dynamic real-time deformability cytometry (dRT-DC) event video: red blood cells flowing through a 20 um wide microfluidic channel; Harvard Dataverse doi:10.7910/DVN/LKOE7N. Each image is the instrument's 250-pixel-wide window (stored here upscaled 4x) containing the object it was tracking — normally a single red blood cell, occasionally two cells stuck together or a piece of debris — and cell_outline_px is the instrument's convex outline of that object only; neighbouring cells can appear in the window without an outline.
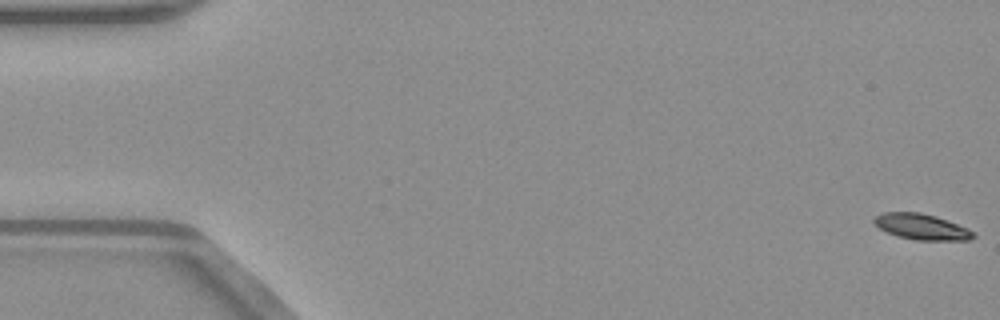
{"species": "common noctule bat (a hibernating species)", "species_latin": "Nyctalus noctula", "temperature_condition": "warm", "stored_images_in_passage": 52, "camera_frame_rate_fps": 3000, "um_per_image_px": 0.085, "animal": {"sex": "male", "body_mass_g": 23.1, "forearm_length_mm": 52.7}, "frame": {"image": 1, "passage_image": 1, "time_ms": 0.0, "image_size_px": [1000, 320], "cell_outline_px": [[976, 236], [968, 240], [916, 240], [896, 236], [880, 228], [872, 220], [872, 216], [884, 212], [920, 212], [936, 216], [968, 228], [976, 232]], "centroid_in_image_um": [78.34, 19.27], "position_along_channel_um": 6.7, "area_um2": 15.03}}
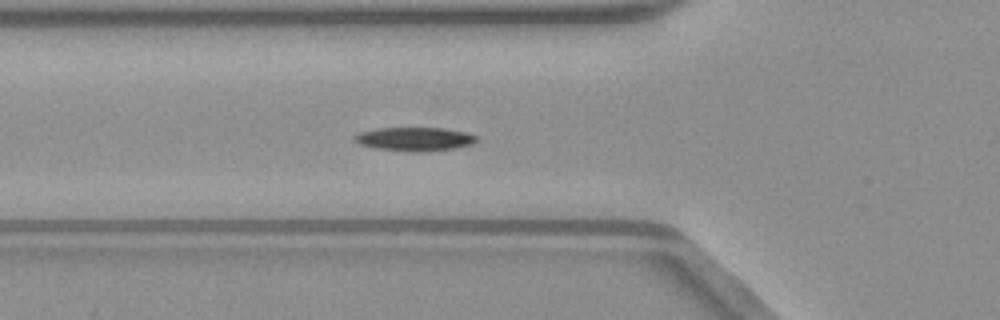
{"frame": {"image": 2, "passage_image": 19, "time_ms": 6.0, "image_size_px": [1000, 320], "cell_outline_px": [[476, 140], [472, 144], [456, 148], [428, 152], [416, 152], [376, 148], [360, 144], [352, 140], [352, 136], [360, 132], [376, 128], [444, 128], [468, 132], [476, 136]], "centroid_in_image_um": [35.24, 11.82], "position_along_channel_um": 90.6, "area_um2": 16.99}}
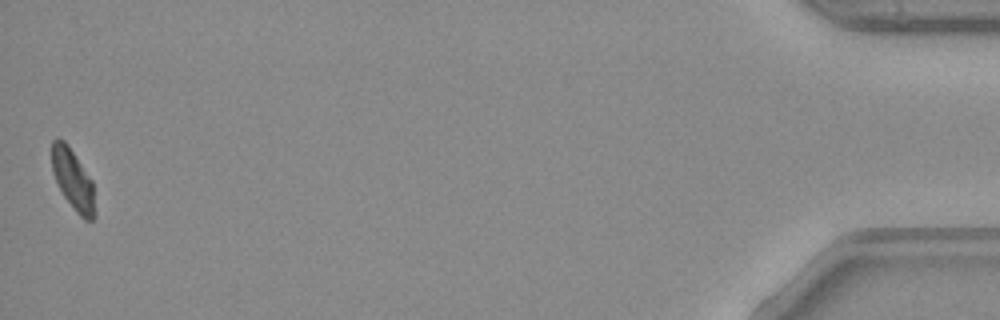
{"frame": {"image": 3, "passage_image": 52, "time_ms": 17.0, "image_size_px": [1000, 320], "cell_outline_px": [[96, 216], [92, 220], [84, 220], [76, 212], [64, 196], [52, 172], [52, 140], [56, 136], [64, 140], [68, 144], [92, 180], [96, 212]], "centroid_in_image_um": [6.21, 15.26], "position_along_channel_um": 429.0, "area_um2": 15.32}, "authors_computed_cell_mechanics": {"area_um2": 16.2418, "velocity_mm_per_s": 4.0017, "shape_relaxation_time_tau1_ms": 2.4568, "shape_relaxation_time_tau2_ms": null, "deformation_change_tau1": 0.1311, "deformation_change_tau2": null}}